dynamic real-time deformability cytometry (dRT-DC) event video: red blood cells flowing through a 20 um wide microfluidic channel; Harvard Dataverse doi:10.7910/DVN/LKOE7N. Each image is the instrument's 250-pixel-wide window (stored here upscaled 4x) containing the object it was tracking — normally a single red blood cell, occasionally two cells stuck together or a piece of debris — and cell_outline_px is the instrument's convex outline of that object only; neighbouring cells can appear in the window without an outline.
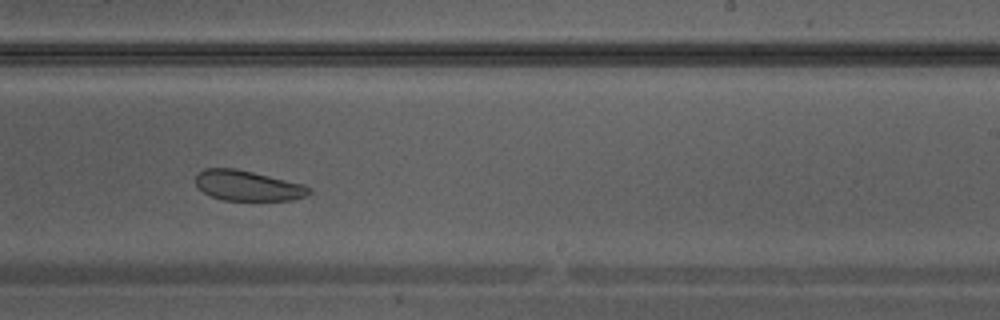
{"species": "Egyptian fruit bat (a non-hibernating species)", "species_latin": "Rousettus aegyptiacus", "temperature_condition": "warm", "stored_images_in_passage": 32, "camera_frame_rate_fps": 3000, "um_per_image_px": 0.085, "animal": {"sex": "male"}, "frame": {"image": 1, "passage_image": 19, "time_ms": 6.0, "image_size_px": [1000, 320], "cell_outline_px": [[312, 192], [308, 196], [292, 200], [224, 200], [212, 196], [204, 192], [196, 184], [196, 176], [204, 168], [236, 168], [304, 184], [312, 188]], "centroid_in_image_um": [21.12, 15.78], "position_along_channel_um": 267.9, "area_um2": 20.0}}